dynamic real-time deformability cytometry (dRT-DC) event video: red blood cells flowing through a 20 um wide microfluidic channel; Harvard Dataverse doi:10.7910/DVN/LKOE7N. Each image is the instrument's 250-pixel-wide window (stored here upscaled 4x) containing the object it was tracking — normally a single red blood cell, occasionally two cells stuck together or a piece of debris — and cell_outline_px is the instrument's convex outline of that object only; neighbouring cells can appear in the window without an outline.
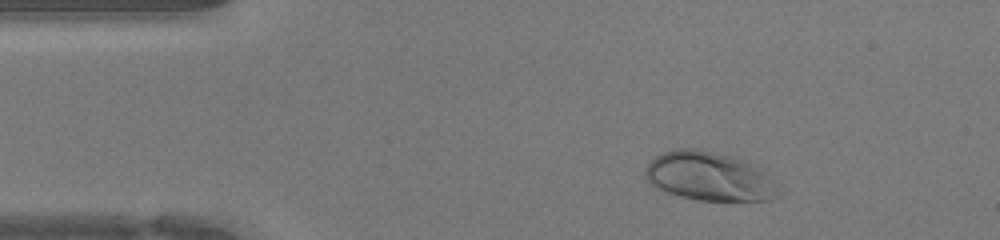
{"species": "human", "species_latin": "Homo sapiens", "temperature_condition": "warm", "stored_images_in_passage": 43, "camera_frame_rate_fps": 3000, "um_per_image_px": 0.085, "donor": {"sex": "female"}, "frame": {"image": 1, "passage_image": 5, "time_ms": 1.333, "image_size_px": [1000, 240], "cell_outline_px": [[780, 196], [768, 200], [700, 200], [680, 196], [668, 192], [652, 184], [644, 176], [644, 172], [648, 164], [656, 156], [664, 152], [676, 148], [696, 148], [732, 156], [748, 160], [756, 164], [776, 184]], "centroid_in_image_um": [60.31, 14.97], "position_along_channel_um": 24.7, "area_um2": 37.8}}
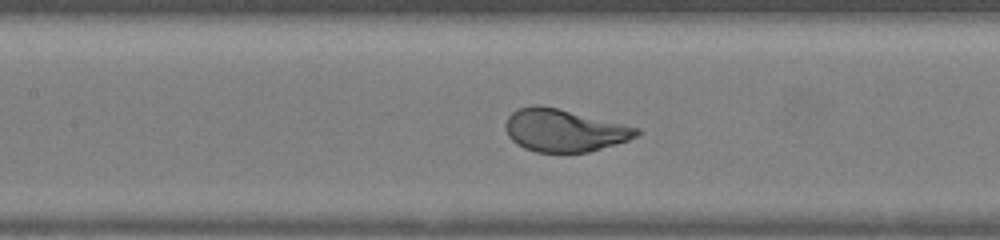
{"frame": {"image": 2, "passage_image": 18, "time_ms": 5.667, "image_size_px": [1000, 240], "cell_outline_px": [[640, 132], [636, 136], [628, 140], [616, 144], [588, 152], [536, 152], [524, 148], [516, 144], [508, 136], [504, 128], [504, 124], [508, 116], [516, 108], [532, 104], [540, 104], [640, 128]], "centroid_in_image_um": [47.89, 11.07], "position_along_channel_um": 159.5, "area_um2": 32.54}}
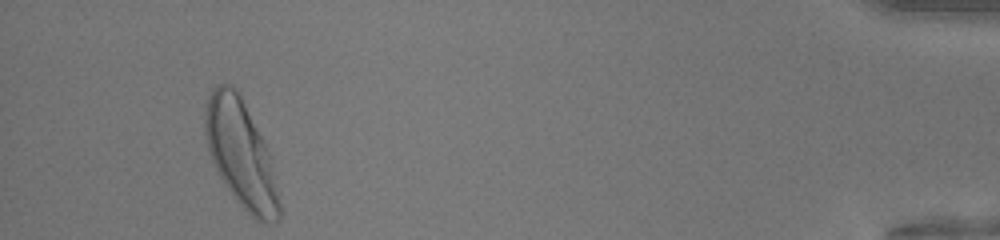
{"frame": {"image": 3, "passage_image": 40, "time_ms": 13.0, "image_size_px": [1000, 240], "cell_outline_px": [[280, 220], [272, 224], [268, 224], [256, 220], [236, 200], [220, 176], [208, 152], [204, 136], [204, 112], [208, 96], [212, 88], [216, 84], [232, 84], [236, 88], [264, 140], [268, 152], [280, 200]], "centroid_in_image_um": [20.45, 13.07], "position_along_channel_um": 414.7, "area_um2": 46.12}}